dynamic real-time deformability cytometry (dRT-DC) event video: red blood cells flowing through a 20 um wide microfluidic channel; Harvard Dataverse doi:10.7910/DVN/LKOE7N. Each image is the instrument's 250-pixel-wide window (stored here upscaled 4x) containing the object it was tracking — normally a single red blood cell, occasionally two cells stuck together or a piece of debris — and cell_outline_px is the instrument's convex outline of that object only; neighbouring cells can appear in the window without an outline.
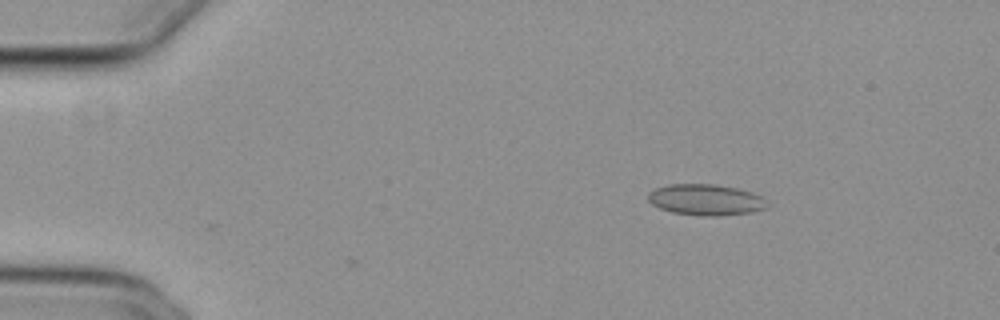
{"species": "common noctule bat (a hibernating species)", "species_latin": "Nyctalus noctula", "temperature_condition": "cold", "stored_images_in_passage": 42, "camera_frame_rate_fps": 3000, "um_per_image_px": 0.085, "animal": {"sex": "female", "body_mass_g": 29.2, "forearm_length_mm": 56.3}, "frame": {"image": 1, "passage_image": 1, "time_ms": 0.0, "image_size_px": [1000, 320], "cell_outline_px": [[768, 208], [752, 212], [720, 216], [700, 216], [672, 212], [660, 208], [652, 204], [648, 200], [648, 192], [656, 188], [668, 184], [716, 184], [736, 188], [752, 192], [764, 196], [768, 200]], "centroid_in_image_um": [60.04, 16.98], "position_along_channel_um": 25.0, "area_um2": 21.91}}
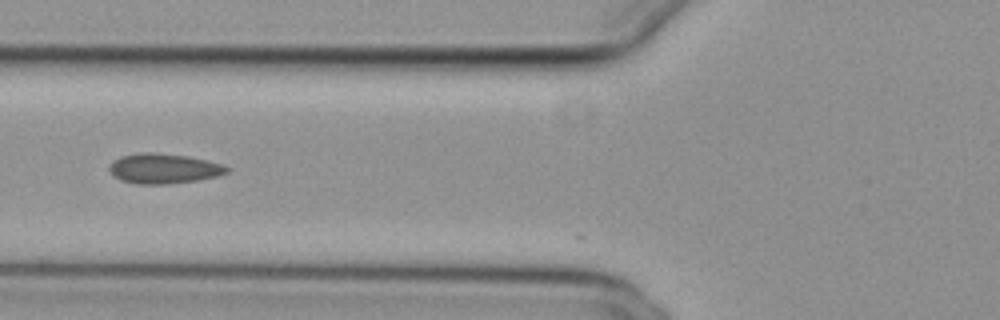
{"frame": {"image": 2, "passage_image": 14, "time_ms": 4.333, "image_size_px": [1000, 320], "cell_outline_px": [[232, 168], [228, 172], [216, 176], [196, 180], [168, 184], [136, 184], [120, 180], [112, 176], [108, 168], [108, 164], [112, 160], [120, 156], [140, 152], [156, 152], [188, 156], [224, 164]], "centroid_in_image_um": [13.88, 14.32], "position_along_channel_um": 111.9, "area_um2": 20.92}}
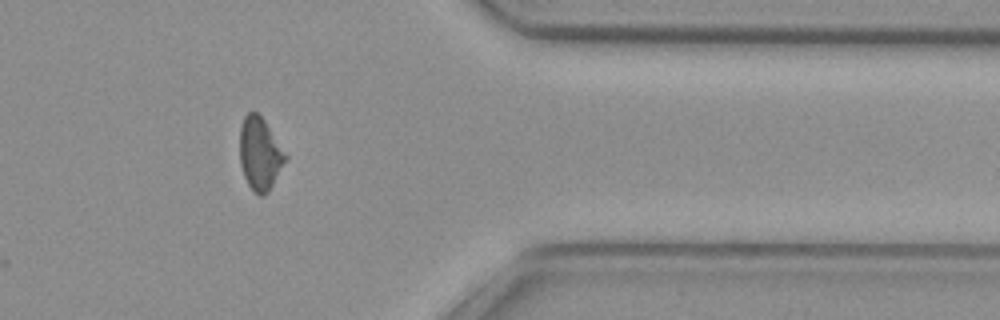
{"frame": {"image": 3, "passage_image": 37, "time_ms": 12.0, "image_size_px": [1000, 320], "cell_outline_px": [[288, 156], [268, 192], [264, 196], [260, 196], [248, 184], [244, 176], [240, 164], [240, 128], [244, 116], [248, 112], [256, 112], [264, 120]], "centroid_in_image_um": [22.08, 13.06], "position_along_channel_um": 389.3, "area_um2": 19.07}, "authors_computed_cell_mechanics": {"area_um2": 19.8254, "velocity_mm_per_s": 3.8397, "shape_relaxation_time_tau1_ms": null, "shape_relaxation_time_tau2_ms": 3.1224, "deformation_change_tau1": null, "deformation_change_tau2": 0.0552}}